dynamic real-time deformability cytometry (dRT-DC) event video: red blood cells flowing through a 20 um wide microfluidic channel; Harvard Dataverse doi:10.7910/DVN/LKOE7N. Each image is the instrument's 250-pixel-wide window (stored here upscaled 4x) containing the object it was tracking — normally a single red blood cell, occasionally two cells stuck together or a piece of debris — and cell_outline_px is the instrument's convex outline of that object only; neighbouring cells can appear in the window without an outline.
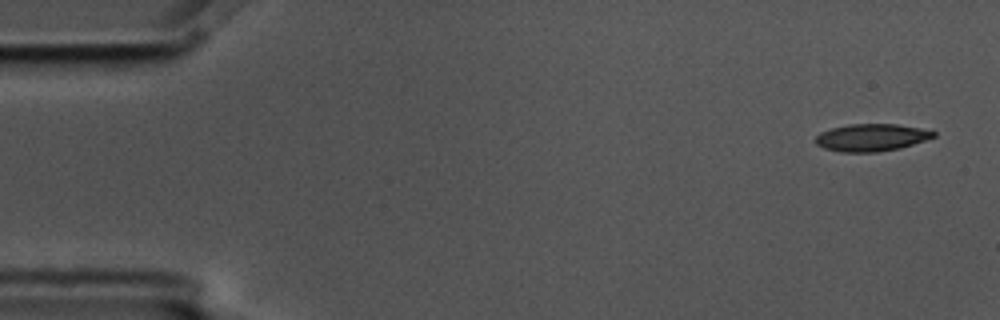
{"species": "common noctule bat (a hibernating species)", "species_latin": "Nyctalus noctula", "temperature_condition": "cold", "stored_images_in_passage": 5, "camera_frame_rate_fps": 3000, "um_per_image_px": 0.085, "animal": {"sex": "male", "body_mass_g": 17.5, "forearm_length_mm": 52.3}, "frame": {"image": 1, "passage_image": 1, "time_ms": 0.0, "image_size_px": [1000, 320], "cell_outline_px": [[936, 136], [900, 148], [876, 152], [840, 152], [824, 148], [816, 144], [816, 136], [820, 132], [832, 128], [848, 124], [896, 124], [920, 128], [936, 132]], "centroid_in_image_um": [74.05, 11.69], "position_along_channel_um": 11.0, "area_um2": 18.67}}
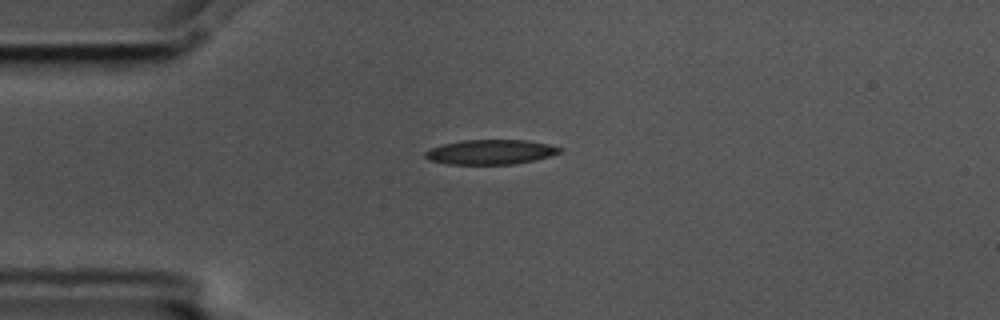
{"frame": {"image": 2, "passage_image": 4, "time_ms": 1.0, "image_size_px": [1000, 320], "cell_outline_px": [[564, 152], [536, 160], [516, 164], [448, 164], [428, 160], [424, 156], [424, 152], [428, 148], [460, 140], [524, 140], [548, 144], [564, 148]], "centroid_in_image_um": [41.71, 12.92], "position_along_channel_um": 43.3, "area_um2": 19.65}}